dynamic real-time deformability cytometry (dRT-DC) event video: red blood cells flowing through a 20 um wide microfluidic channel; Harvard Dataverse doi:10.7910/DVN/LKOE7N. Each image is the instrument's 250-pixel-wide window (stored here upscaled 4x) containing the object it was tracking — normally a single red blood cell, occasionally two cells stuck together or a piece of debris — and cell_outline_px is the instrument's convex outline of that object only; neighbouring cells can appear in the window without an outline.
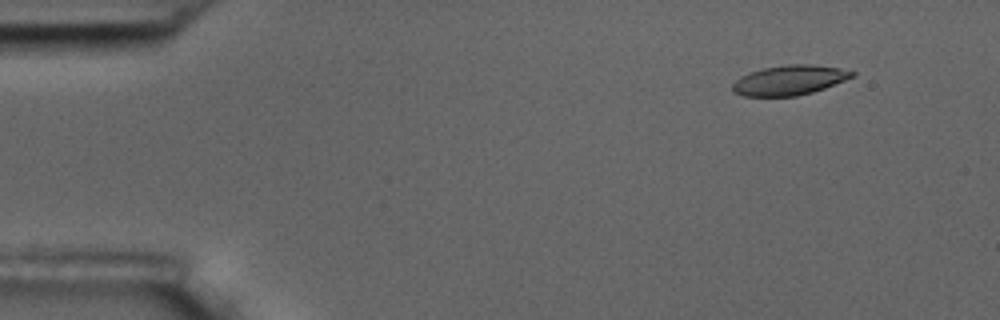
{"species": "common noctule bat (a hibernating species)", "species_latin": "Nyctalus noctula", "temperature_condition": "room temperature", "stored_images_in_passage": 6, "camera_frame_rate_fps": 3000, "um_per_image_px": 0.085, "animal": {"sex": "male", "body_mass_g": 17.5, "forearm_length_mm": 52.3}, "frame": {"image": 1, "passage_image": 2, "time_ms": 1.0, "image_size_px": [1000, 320], "cell_outline_px": [[856, 76], [824, 88], [812, 92], [796, 96], [744, 96], [732, 92], [732, 84], [740, 76], [748, 72], [764, 68], [788, 64], [812, 64], [840, 68], [856, 72]], "centroid_in_image_um": [67.09, 6.81], "position_along_channel_um": 17.9, "area_um2": 20.87}}